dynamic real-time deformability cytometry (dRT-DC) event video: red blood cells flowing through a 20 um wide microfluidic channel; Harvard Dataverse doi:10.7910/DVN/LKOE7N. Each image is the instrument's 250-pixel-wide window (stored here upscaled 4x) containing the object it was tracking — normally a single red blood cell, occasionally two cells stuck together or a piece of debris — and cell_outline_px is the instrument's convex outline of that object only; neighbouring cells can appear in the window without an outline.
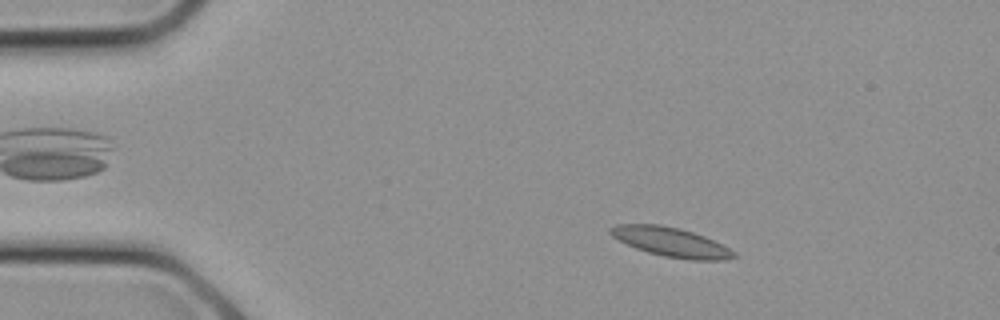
{"species": "common noctule bat (a hibernating species)", "species_latin": "Nyctalus noctula", "temperature_condition": "cold", "stored_images_in_passage": 8, "camera_frame_rate_fps": 3000, "um_per_image_px": 0.085, "animal": {"sex": "female", "body_mass_g": 21.9}, "frame": {"image": 1, "passage_image": 3, "time_ms": 0.667, "image_size_px": [1000, 320], "cell_outline_px": [[736, 256], [724, 260], [692, 260], [664, 256], [648, 252], [636, 248], [612, 236], [608, 232], [608, 228], [616, 224], [660, 224], [680, 228], [704, 236], [736, 252]], "centroid_in_image_um": [57.01, 20.56], "position_along_channel_um": 28.0, "area_um2": 20.87}}
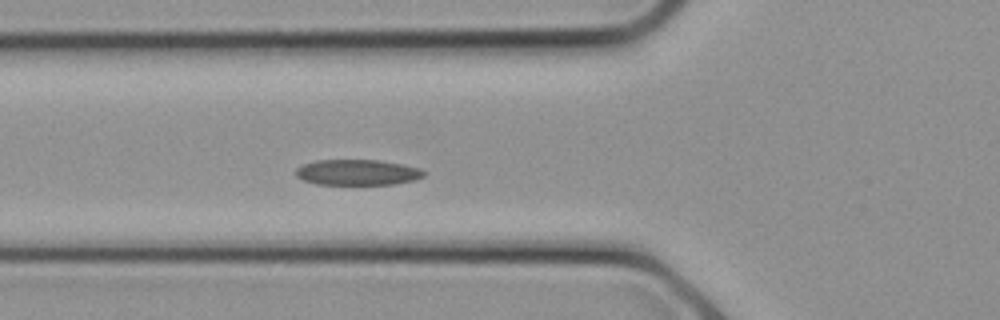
{"frame": {"image": 2, "passage_image": 8, "time_ms": 2.333, "image_size_px": [1000, 320], "cell_outline_px": [[424, 176], [416, 180], [392, 184], [316, 184], [304, 180], [296, 176], [296, 168], [304, 164], [316, 160], [380, 160], [420, 168], [424, 172]], "centroid_in_image_um": [30.38, 14.65], "position_along_channel_um": 95.4, "area_um2": 19.02}}